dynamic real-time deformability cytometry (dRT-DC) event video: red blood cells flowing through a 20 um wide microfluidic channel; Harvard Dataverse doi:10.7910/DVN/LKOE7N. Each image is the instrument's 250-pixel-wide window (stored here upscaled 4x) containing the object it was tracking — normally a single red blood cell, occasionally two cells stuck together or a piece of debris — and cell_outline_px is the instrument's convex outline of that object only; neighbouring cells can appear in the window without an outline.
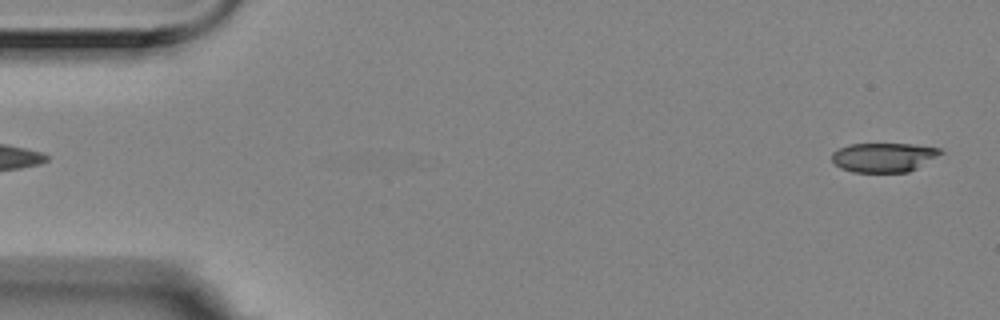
{"species": "Egyptian fruit bat (a non-hibernating species)", "species_latin": "Rousettus aegyptiacus", "temperature_condition": "room temperature", "stored_images_in_passage": 2, "segment_of_instrument_passage": [2, 2], "camera_frame_rate_fps": 3000, "um_per_image_px": 0.085, "animal": {"sex": "female"}, "frame": {"image": 1, "passage_image": 2, "time_ms": 0.333, "image_size_px": [1000, 320], "cell_outline_px": [[944, 152], [916, 168], [908, 172], [852, 172], [840, 168], [832, 160], [832, 152], [848, 144], [916, 144], [940, 148]], "centroid_in_image_um": [75.1, 13.37], "position_along_channel_um": 9.9, "area_um2": 18.5}}